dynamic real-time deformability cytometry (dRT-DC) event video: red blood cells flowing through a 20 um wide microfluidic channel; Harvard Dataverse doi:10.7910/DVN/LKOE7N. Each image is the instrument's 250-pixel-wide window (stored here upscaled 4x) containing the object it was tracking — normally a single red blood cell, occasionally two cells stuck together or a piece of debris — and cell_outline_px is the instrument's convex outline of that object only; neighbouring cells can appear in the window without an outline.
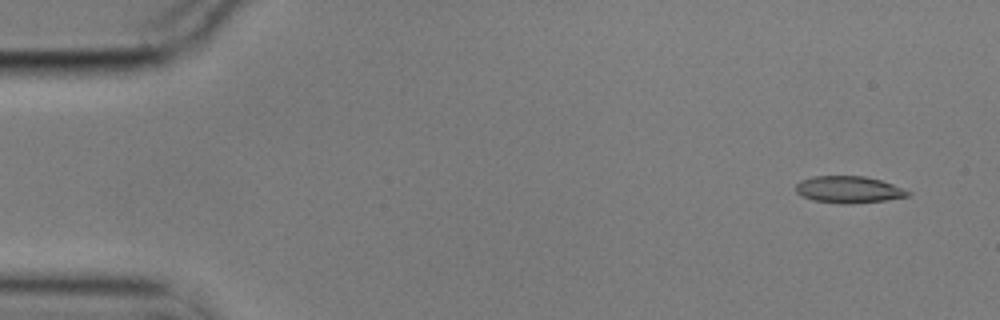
{"species": "common noctule bat (a hibernating species)", "species_latin": "Nyctalus noctula", "temperature_condition": "cold", "stored_images_in_passage": 18, "camera_frame_rate_fps": 3000, "um_per_image_px": 0.085, "animal": {"sex": "male", "body_mass_g": 17.9}, "frame": {"image": 1, "passage_image": 4, "time_ms": 1.0, "image_size_px": [1000, 320], "cell_outline_px": [[912, 192], [908, 196], [884, 200], [844, 204], [840, 204], [812, 200], [800, 196], [796, 192], [796, 184], [800, 180], [812, 176], [864, 176], [880, 180], [892, 184]], "centroid_in_image_um": [72.08, 16.11], "position_along_channel_um": 12.9, "area_um2": 17.51}}
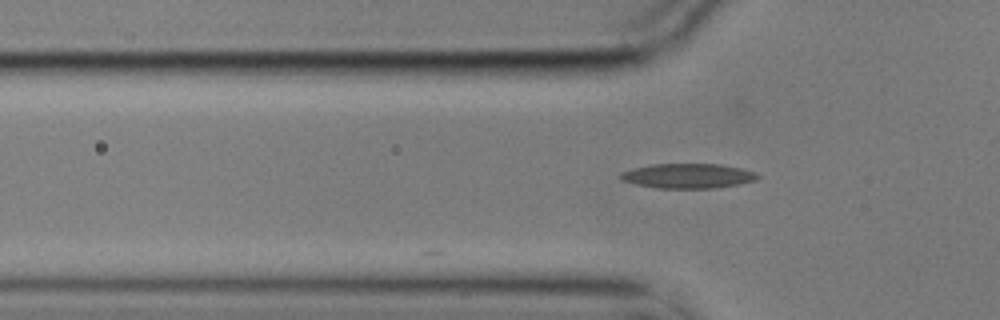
{"frame": {"image": 2, "passage_image": 18, "time_ms": 5.667, "image_size_px": [1000, 320], "cell_outline_px": [[760, 176], [756, 180], [740, 184], [712, 188], [656, 188], [636, 184], [620, 180], [620, 172], [632, 168], [652, 164], [720, 164], [740, 168], [756, 172]], "centroid_in_image_um": [58.46, 14.95], "position_along_channel_um": 67.3, "area_um2": 19.83}}